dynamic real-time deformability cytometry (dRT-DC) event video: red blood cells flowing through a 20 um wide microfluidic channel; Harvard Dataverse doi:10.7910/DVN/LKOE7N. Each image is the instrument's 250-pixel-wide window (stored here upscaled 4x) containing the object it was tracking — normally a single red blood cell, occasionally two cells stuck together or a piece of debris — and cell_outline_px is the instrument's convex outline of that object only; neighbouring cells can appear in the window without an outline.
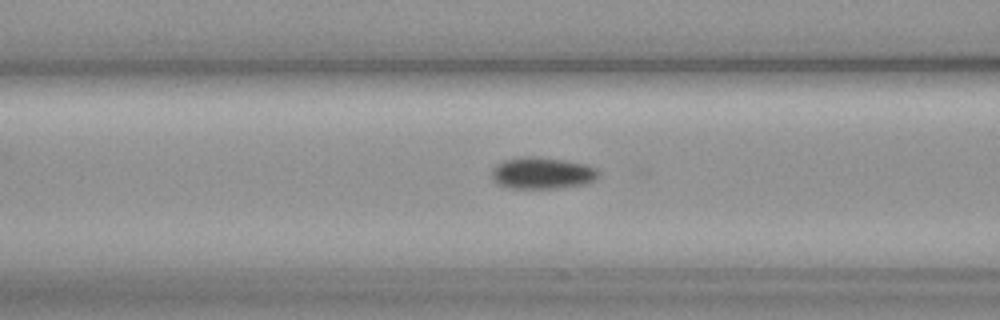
{"species": "common noctule bat (a hibernating species)", "species_latin": "Nyctalus noctula", "temperature_condition": "cold", "stored_images_in_passage": 40, "camera_frame_rate_fps": 3000, "um_per_image_px": 0.085, "animal": {"sex": "female", "body_mass_g": 19.3, "forearm_length_mm": 54.1}, "frame": {"image": 1, "passage_image": 6, "time_ms": 1.667, "image_size_px": [1000, 320], "cell_outline_px": [[600, 176], [584, 184], [560, 188], [508, 188], [496, 184], [492, 180], [492, 168], [496, 164], [504, 160], [516, 156], [532, 156], [564, 160], [584, 164], [596, 168], [600, 172]], "centroid_in_image_um": [46.04, 14.71], "position_along_channel_um": 120.6, "area_um2": 19.94}}
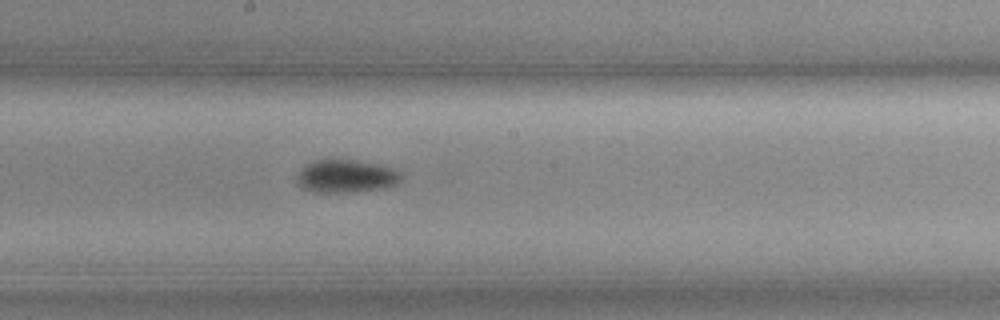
{"frame": {"image": 2, "passage_image": 14, "time_ms": 4.333, "image_size_px": [1000, 320], "cell_outline_px": [[400, 180], [396, 184], [384, 188], [356, 192], [316, 192], [304, 188], [296, 184], [296, 176], [308, 164], [316, 160], [356, 160], [376, 164], [392, 168], [400, 172]], "centroid_in_image_um": [29.42, 14.99], "position_along_channel_um": 218.8, "area_um2": 19.77}}
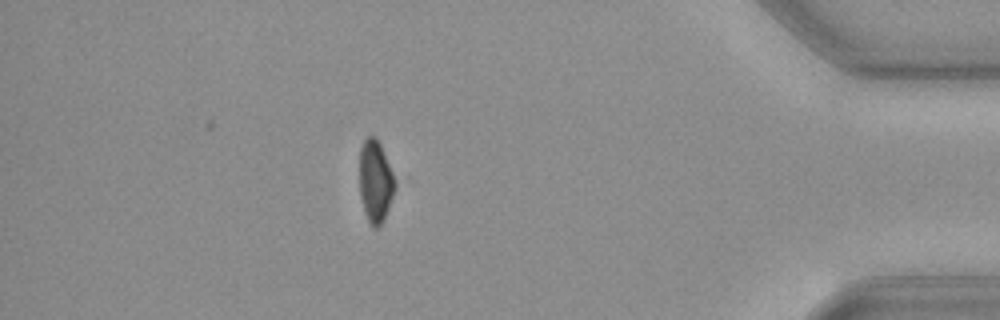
{"frame": {"image": 3, "passage_image": 33, "time_ms": 10.667, "image_size_px": [1000, 320], "cell_outline_px": [[396, 188], [384, 220], [376, 228], [372, 228], [368, 220], [360, 196], [360, 148], [364, 140], [368, 136], [376, 136], [380, 144], [392, 172], [396, 184]], "centroid_in_image_um": [31.91, 15.41], "position_along_channel_um": 403.3, "area_um2": 16.82}}